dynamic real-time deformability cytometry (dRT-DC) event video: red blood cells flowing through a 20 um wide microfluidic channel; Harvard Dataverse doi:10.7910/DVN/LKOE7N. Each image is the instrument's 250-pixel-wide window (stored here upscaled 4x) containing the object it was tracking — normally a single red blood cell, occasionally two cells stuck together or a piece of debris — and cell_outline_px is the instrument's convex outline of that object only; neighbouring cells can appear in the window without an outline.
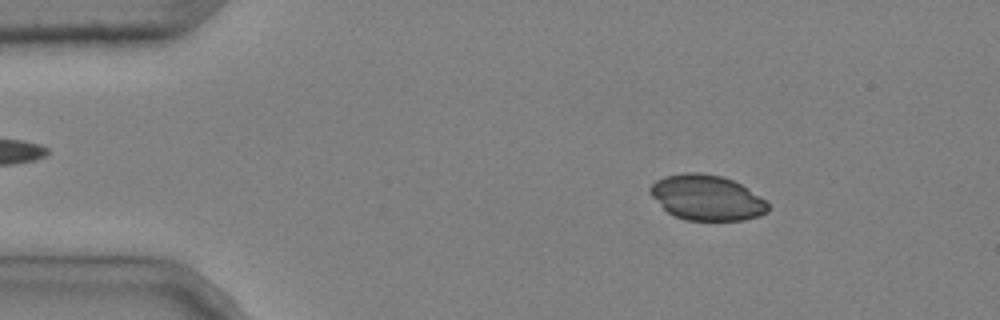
{"species": "common noctule bat (a hibernating species)", "species_latin": "Nyctalus noctula", "temperature_condition": "cold", "stored_images_in_passage": 51, "camera_frame_rate_fps": 3000, "um_per_image_px": 0.085, "animal": {"sex": "male", "body_mass_g": 20.4}, "frame": {"image": 1, "passage_image": 8, "time_ms": 2.333, "image_size_px": [1000, 320], "cell_outline_px": [[768, 212], [760, 216], [744, 220], [684, 220], [668, 212], [648, 192], [648, 188], [656, 180], [664, 176], [684, 172], [700, 172], [720, 176], [732, 180], [748, 188], [764, 200], [768, 204]], "centroid_in_image_um": [60.06, 16.8], "position_along_channel_um": 24.9, "area_um2": 31.04}}
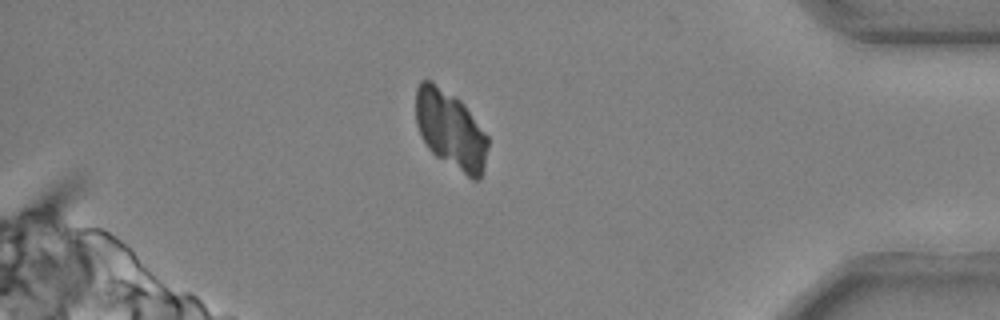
{"frame": {"image": 2, "passage_image": 46, "time_ms": 15.0, "image_size_px": [1000, 320], "cell_outline_px": [[488, 148], [484, 168], [480, 180], [472, 180], [436, 156], [428, 148], [420, 136], [416, 124], [416, 88], [420, 80], [432, 80], [456, 96], [464, 104], [488, 136]], "centroid_in_image_um": [38.3, 11.02], "position_along_channel_um": 396.9, "area_um2": 33.23}}